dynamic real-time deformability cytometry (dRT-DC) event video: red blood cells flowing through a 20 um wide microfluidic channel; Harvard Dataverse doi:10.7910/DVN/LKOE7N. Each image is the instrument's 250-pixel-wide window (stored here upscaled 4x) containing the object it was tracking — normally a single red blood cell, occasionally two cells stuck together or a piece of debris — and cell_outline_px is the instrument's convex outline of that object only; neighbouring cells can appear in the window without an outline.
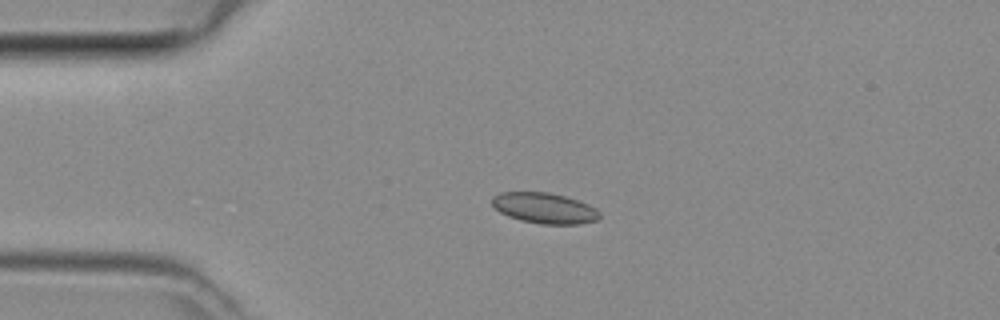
{"species": "common noctule bat (a hibernating species)", "species_latin": "Nyctalus noctula", "temperature_condition": "room temperature", "stored_images_in_passage": 6, "camera_frame_rate_fps": 3000, "um_per_image_px": 0.085, "animal": {"sex": "female", "body_mass_g": 29.2, "forearm_length_mm": 56.3}, "frame": {"image": 1, "passage_image": 4, "time_ms": 1.0, "image_size_px": [1000, 320], "cell_outline_px": [[600, 216], [596, 220], [580, 224], [540, 224], [520, 220], [508, 216], [500, 212], [492, 204], [492, 196], [500, 192], [548, 192], [564, 196], [588, 204], [596, 208], [600, 212]], "centroid_in_image_um": [46.27, 17.69], "position_along_channel_um": 38.7, "area_um2": 19.19}}
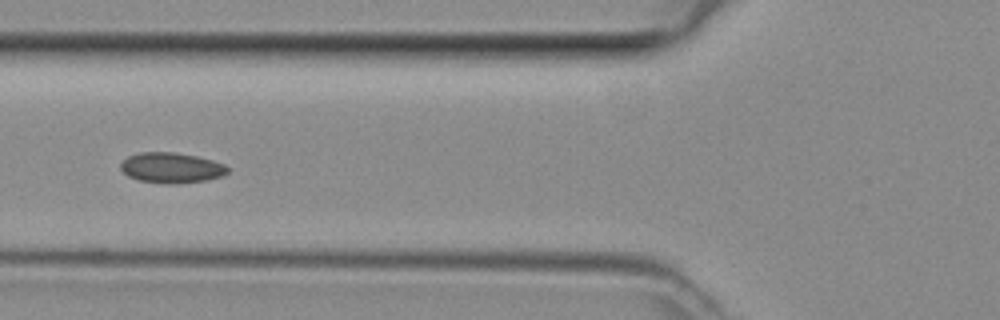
{"frame": {"image": 2, "passage_image": 6, "time_ms": 1.667, "image_size_px": [1000, 320], "cell_outline_px": [[228, 172], [224, 176], [208, 180], [172, 184], [164, 184], [140, 180], [128, 176], [120, 168], [120, 164], [128, 156], [140, 152], [176, 152], [196, 156], [212, 160], [224, 164], [228, 168]], "centroid_in_image_um": [14.59, 14.26], "position_along_channel_um": 111.2, "area_um2": 19.02}}